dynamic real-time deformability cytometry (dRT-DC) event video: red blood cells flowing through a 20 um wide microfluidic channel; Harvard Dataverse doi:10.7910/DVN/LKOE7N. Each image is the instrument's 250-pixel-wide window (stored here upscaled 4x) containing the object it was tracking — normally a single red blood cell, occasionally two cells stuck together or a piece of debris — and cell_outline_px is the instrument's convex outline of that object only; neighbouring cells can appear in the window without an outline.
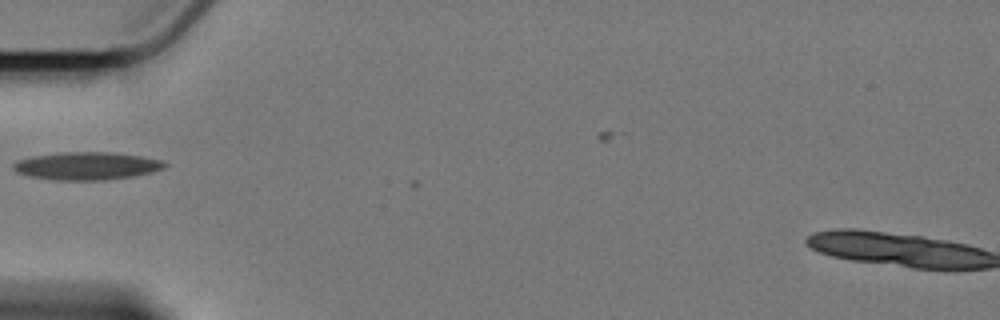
{"species": "Egyptian fruit bat (a non-hibernating species)", "species_latin": "Rousettus aegyptiacus", "temperature_condition": "cold", "stored_images_in_passage": 3, "camera_frame_rate_fps": 3000, "um_per_image_px": 0.085, "animal": {"sex": "female"}, "frame": {"image": 1, "passage_image": 1, "time_ms": 0.0, "image_size_px": [1000, 320], "cell_outline_px": [[168, 164], [164, 168], [152, 172], [132, 176], [100, 180], [60, 180], [32, 176], [16, 172], [12, 168], [12, 164], [16, 160], [32, 156], [64, 152], [112, 152], [140, 156], [164, 160]], "centroid_in_image_um": [7.38, 14.09], "position_along_channel_um": 77.6, "area_um2": 24.39}}